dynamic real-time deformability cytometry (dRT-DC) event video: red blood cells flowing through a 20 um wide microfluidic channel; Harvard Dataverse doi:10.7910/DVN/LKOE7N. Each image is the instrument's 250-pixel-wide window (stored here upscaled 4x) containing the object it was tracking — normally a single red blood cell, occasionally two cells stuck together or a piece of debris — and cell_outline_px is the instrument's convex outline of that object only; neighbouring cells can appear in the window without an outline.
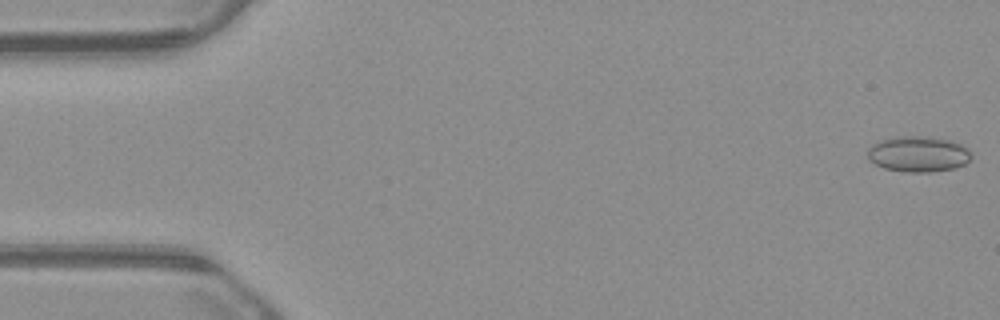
{"species": "common noctule bat (a hibernating species)", "species_latin": "Nyctalus noctula", "temperature_condition": "warm", "stored_images_in_passage": 53, "camera_frame_rate_fps": 3000, "um_per_image_px": 0.085, "animal": {"sex": "male", "body_mass_g": 23.1, "forearm_length_mm": 52.7}, "frame": {"image": 1, "passage_image": 1, "time_ms": 0.0, "image_size_px": [1000, 320], "cell_outline_px": [[972, 156], [964, 164], [956, 168], [932, 172], [904, 172], [884, 168], [868, 160], [868, 148], [872, 144], [880, 140], [900, 136], [924, 136], [948, 140], [960, 144], [968, 148]], "centroid_in_image_um": [78.04, 13.1], "position_along_channel_um": 7.0, "area_um2": 21.62}}
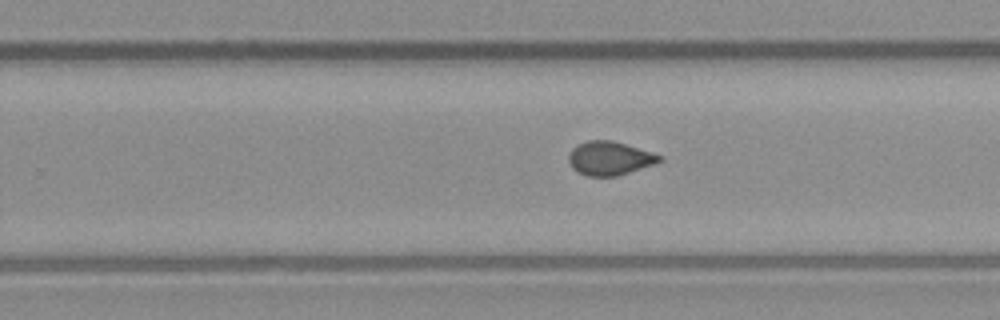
{"frame": {"image": 2, "passage_image": 33, "time_ms": 10.667, "image_size_px": [1000, 320], "cell_outline_px": [[660, 160], [652, 164], [616, 176], [588, 176], [576, 172], [572, 168], [568, 160], [568, 156], [572, 148], [588, 140], [612, 140], [652, 152], [660, 156]], "centroid_in_image_um": [51.75, 13.45], "position_along_channel_um": 278.1, "area_um2": 17.51}}
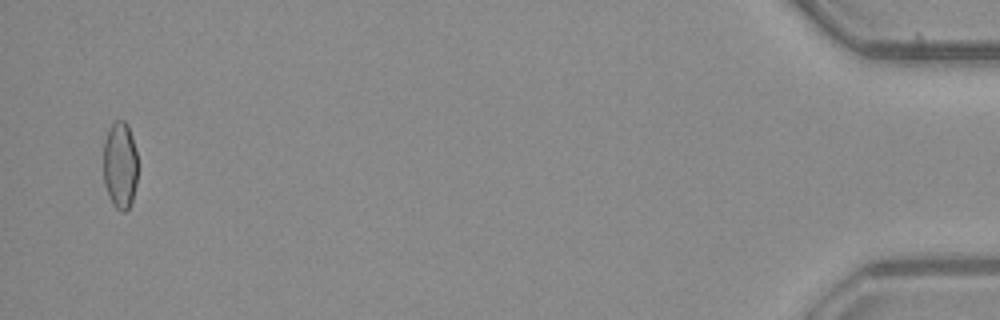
{"frame": {"image": 3, "passage_image": 52, "time_ms": 17.0, "image_size_px": [1000, 320], "cell_outline_px": [[136, 184], [132, 200], [128, 208], [124, 212], [120, 212], [112, 204], [108, 196], [104, 184], [104, 140], [108, 128], [116, 120], [124, 120], [128, 124], [132, 136], [136, 152]], "centroid_in_image_um": [10.19, 14.04], "position_along_channel_um": 425.0, "area_um2": 17.51}, "authors_computed_cell_mechanics": {"area_um2": 18.0914, "velocity_mm_per_s": 3.8545, "shape_relaxation_time_tau1_ms": null, "shape_relaxation_time_tau2_ms": 1.0497, "deformation_change_tau1": null, "deformation_change_tau2": 0.0633}}